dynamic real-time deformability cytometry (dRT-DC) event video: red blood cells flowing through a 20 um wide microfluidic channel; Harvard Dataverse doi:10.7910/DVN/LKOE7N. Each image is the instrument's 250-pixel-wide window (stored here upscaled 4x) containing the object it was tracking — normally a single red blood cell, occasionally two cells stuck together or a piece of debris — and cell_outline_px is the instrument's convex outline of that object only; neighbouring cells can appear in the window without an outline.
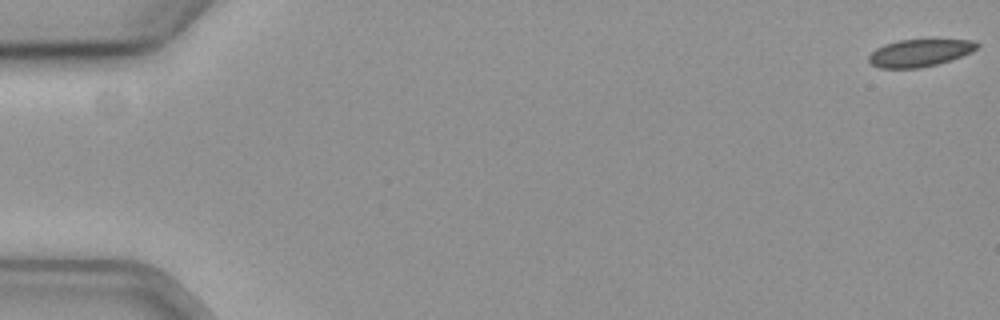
{"species": "common noctule bat (a hibernating species)", "species_latin": "Nyctalus noctula", "temperature_condition": "cold", "stored_images_in_passage": 8, "camera_frame_rate_fps": 3000, "um_per_image_px": 0.085, "animal": {"sex": "female", "body_mass_g": 19.3, "forearm_length_mm": 54.1}, "frame": {"image": 1, "passage_image": 1, "time_ms": 0.0, "image_size_px": [1000, 320], "cell_outline_px": [[980, 44], [972, 52], [936, 64], [920, 68], [880, 68], [872, 64], [868, 60], [868, 56], [876, 48], [884, 44], [896, 40], [972, 40]], "centroid_in_image_um": [78.13, 4.49], "position_along_channel_um": 6.9, "area_um2": 17.05}}